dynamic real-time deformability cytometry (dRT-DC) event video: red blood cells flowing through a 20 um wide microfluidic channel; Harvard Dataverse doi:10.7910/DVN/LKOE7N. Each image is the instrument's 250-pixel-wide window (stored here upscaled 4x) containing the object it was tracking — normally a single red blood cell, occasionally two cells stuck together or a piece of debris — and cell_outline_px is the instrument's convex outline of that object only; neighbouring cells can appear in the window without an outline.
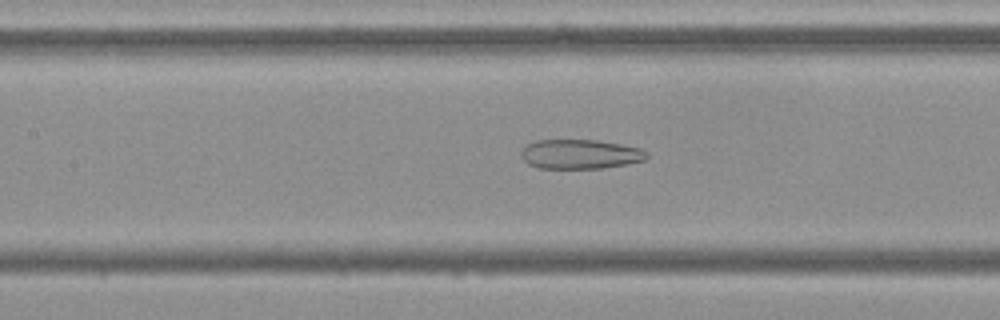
{"species": "Egyptian fruit bat (a non-hibernating species)", "species_latin": "Rousettus aegyptiacus", "temperature_condition": "cold", "stored_images_in_passage": 54, "camera_frame_rate_fps": 3000, "um_per_image_px": 0.085, "frame": {"image": 1, "passage_image": 24, "time_ms": 7.667, "image_size_px": [1000, 320], "cell_outline_px": [[648, 156], [644, 160], [628, 164], [600, 168], [540, 168], [528, 164], [520, 156], [520, 152], [528, 144], [536, 140], [596, 140], [620, 144], [640, 148], [648, 152]], "centroid_in_image_um": [49.31, 13.1], "position_along_channel_um": 158.1, "area_um2": 21.5}}
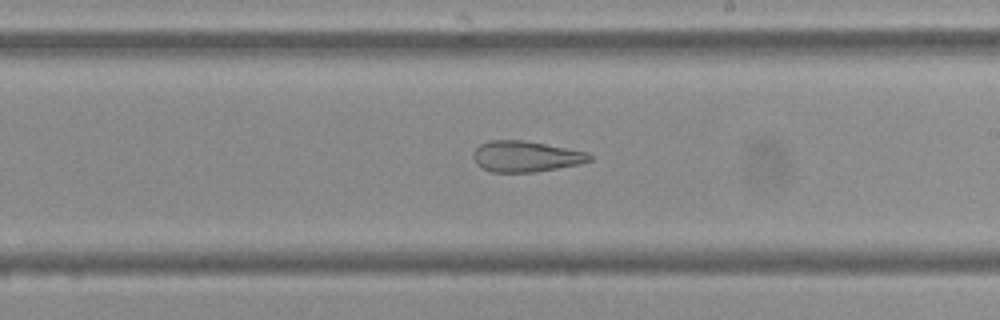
{"frame": {"image": 2, "passage_image": 31, "time_ms": 10.0, "image_size_px": [1000, 320], "cell_outline_px": [[592, 160], [580, 164], [532, 172], [492, 172], [476, 164], [472, 156], [476, 148], [480, 144], [488, 140], [524, 140], [588, 152], [592, 156]], "centroid_in_image_um": [44.68, 13.29], "position_along_channel_um": 244.3, "area_um2": 20.87}}
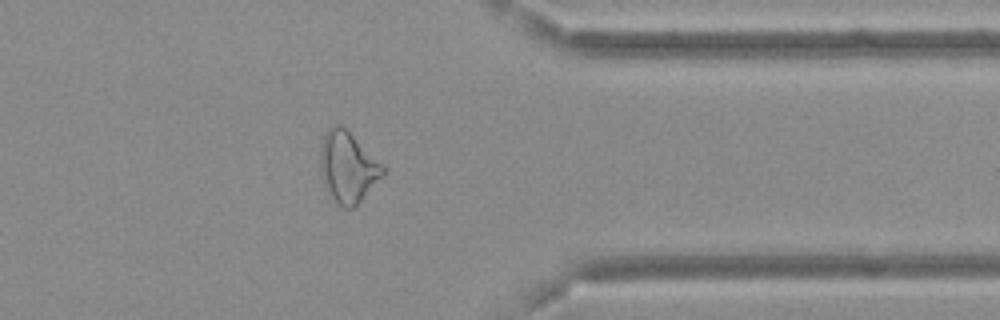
{"frame": {"image": 3, "passage_image": 43, "time_ms": 14.0, "image_size_px": [1000, 320], "cell_outline_px": [[384, 172], [360, 200], [352, 208], [344, 208], [332, 196], [320, 172], [320, 148], [324, 136], [328, 128], [332, 124], [340, 124], [384, 164]], "centroid_in_image_um": [29.55, 14.14], "position_along_channel_um": 381.9, "area_um2": 25.03}, "authors_computed_cell_mechanics": {"area_um2": 26.3857, "velocity_mm_per_s": 3.7016, "shape_relaxation_time_tau1_ms": null, "shape_relaxation_time_tau2_ms": 4.6141, "deformation_change_tau1": null, "deformation_change_tau2": 0.1639}}